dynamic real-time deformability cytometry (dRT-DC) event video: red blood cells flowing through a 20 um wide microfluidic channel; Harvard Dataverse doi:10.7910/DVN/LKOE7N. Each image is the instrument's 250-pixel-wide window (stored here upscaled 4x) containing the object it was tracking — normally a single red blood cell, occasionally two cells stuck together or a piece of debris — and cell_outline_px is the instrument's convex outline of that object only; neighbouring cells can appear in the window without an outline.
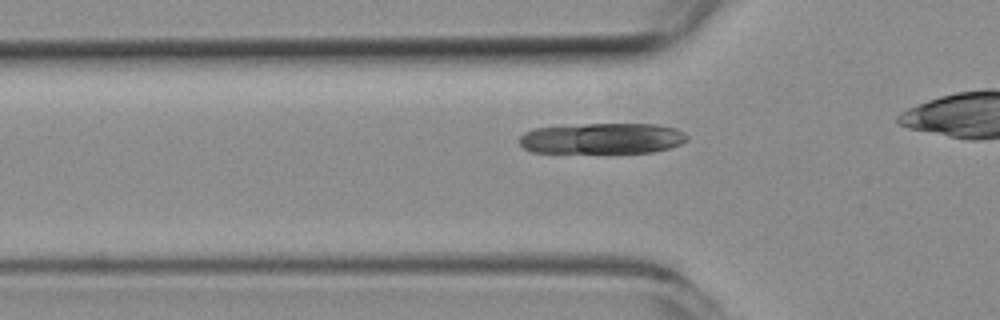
{"species": "common noctule bat (a hibernating species)", "species_latin": "Nyctalus noctula", "temperature_condition": "room temperature", "stored_images_in_passage": 28, "camera_frame_rate_fps": 3000, "um_per_image_px": 0.085, "animal": {"sex": "female", "body_mass_g": 19.3, "forearm_length_mm": 54.1}, "frame": {"image": 1, "passage_image": 4, "time_ms": 1.0, "image_size_px": [1000, 320], "cell_outline_px": [[688, 140], [680, 144], [668, 148], [652, 152], [532, 152], [524, 148], [520, 144], [520, 136], [524, 132], [532, 128], [584, 124], [660, 124], [676, 128], [684, 132], [688, 136]], "centroid_in_image_um": [51.2, 11.75], "position_along_channel_um": 74.6, "area_um2": 30.11}}
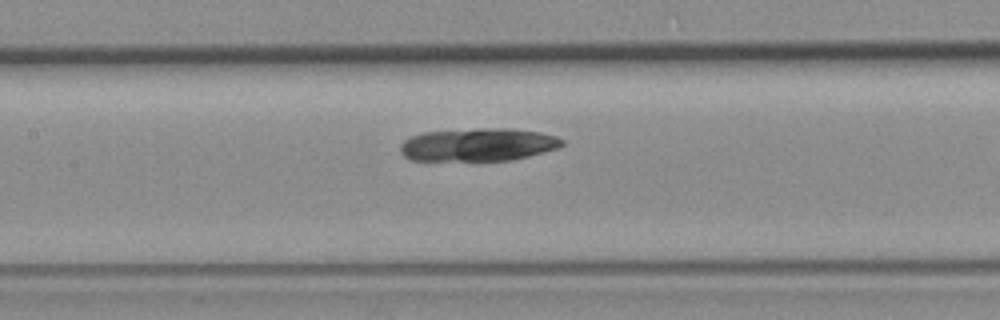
{"frame": {"image": 2, "passage_image": 11, "time_ms": 3.333, "image_size_px": [1000, 320], "cell_outline_px": [[564, 144], [556, 148], [528, 156], [512, 160], [408, 160], [400, 152], [400, 144], [404, 140], [412, 136], [424, 132], [480, 128], [508, 128], [540, 132], [556, 136], [564, 140]], "centroid_in_image_um": [40.62, 12.29], "position_along_channel_um": 166.8, "area_um2": 30.98}}
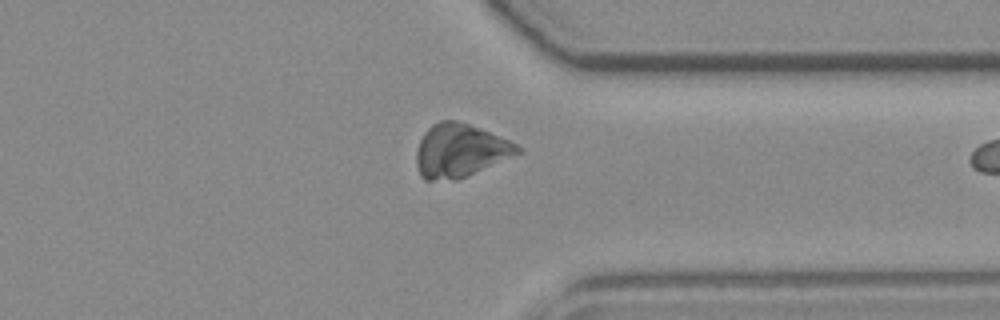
{"frame": {"image": 3, "passage_image": 27, "time_ms": 8.667, "image_size_px": [1000, 320], "cell_outline_px": [[524, 148], [520, 152], [456, 180], [424, 180], [420, 176], [416, 164], [416, 152], [420, 140], [424, 132], [432, 124], [440, 120], [460, 120], [480, 128], [508, 140]], "centroid_in_image_um": [39.04, 12.78], "position_along_channel_um": 372.4, "area_um2": 31.15}}